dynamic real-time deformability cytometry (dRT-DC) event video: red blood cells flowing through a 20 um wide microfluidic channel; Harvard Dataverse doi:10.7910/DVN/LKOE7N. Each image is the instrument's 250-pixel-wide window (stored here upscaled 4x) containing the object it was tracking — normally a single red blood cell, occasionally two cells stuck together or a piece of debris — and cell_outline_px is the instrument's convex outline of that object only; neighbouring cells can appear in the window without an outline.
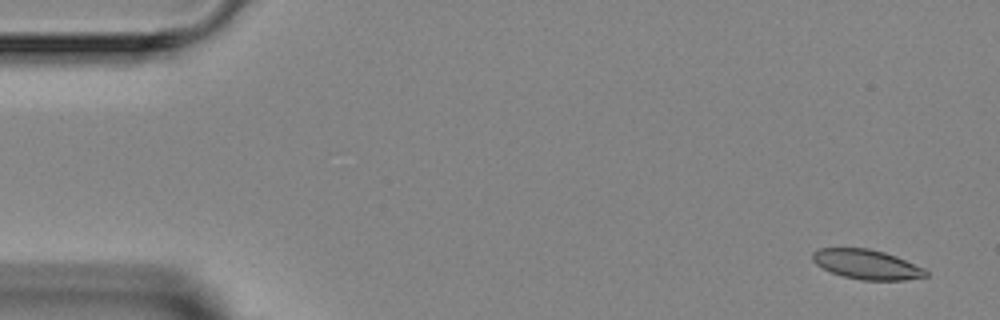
{"species": "Egyptian fruit bat (a non-hibernating species)", "species_latin": "Rousettus aegyptiacus", "temperature_condition": "room temperature", "stored_images_in_passage": 5, "segment_of_instrument_passage": [1, 2], "camera_frame_rate_fps": 3000, "um_per_image_px": 0.085, "animal": {"sex": "female"}, "frame": {"image": 1, "passage_image": 1, "time_ms": 0.0, "image_size_px": [1000, 320], "cell_outline_px": [[928, 276], [904, 280], [860, 280], [844, 276], [832, 272], [816, 264], [812, 260], [812, 252], [820, 248], [868, 248], [884, 252], [896, 256], [924, 268], [928, 272]], "centroid_in_image_um": [73.68, 22.47], "position_along_channel_um": 11.3, "area_um2": 19.48}}
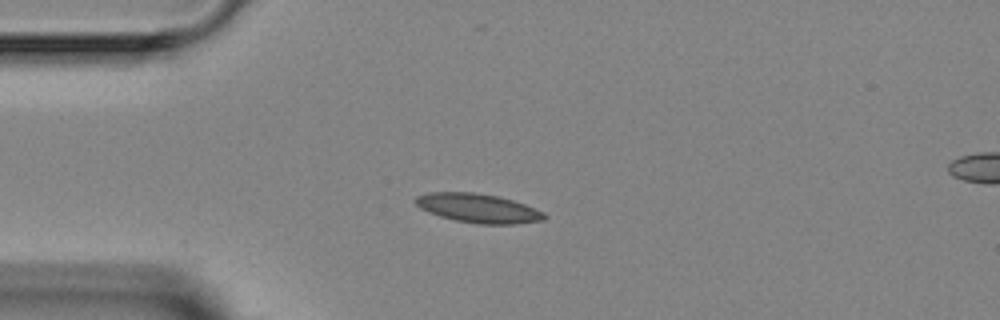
{"frame": {"image": 2, "passage_image": 4, "time_ms": 3.333, "image_size_px": [1000, 320], "cell_outline_px": [[548, 216], [544, 220], [516, 224], [476, 224], [456, 220], [440, 216], [428, 212], [420, 208], [416, 204], [416, 196], [428, 192], [472, 192], [500, 196], [524, 204], [544, 212]], "centroid_in_image_um": [40.66, 17.7], "position_along_channel_um": 44.3, "area_um2": 21.85}}